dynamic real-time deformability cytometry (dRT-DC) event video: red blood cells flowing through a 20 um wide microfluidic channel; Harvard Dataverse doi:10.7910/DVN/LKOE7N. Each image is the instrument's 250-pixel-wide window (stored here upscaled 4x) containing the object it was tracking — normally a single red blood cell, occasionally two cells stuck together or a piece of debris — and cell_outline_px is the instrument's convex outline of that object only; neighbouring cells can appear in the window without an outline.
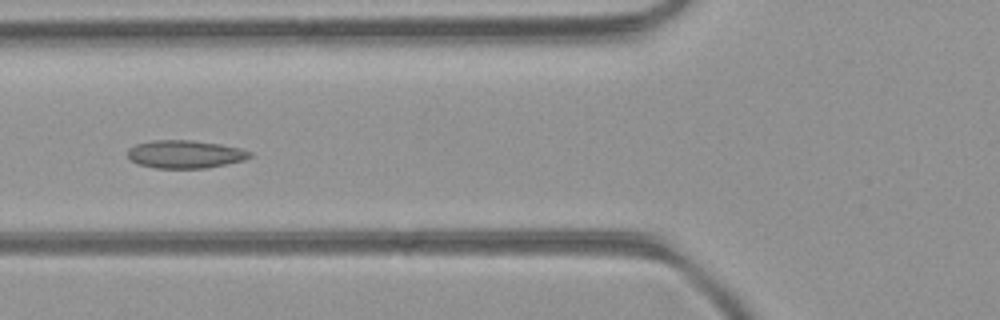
{"species": "common noctule bat (a hibernating species)", "species_latin": "Nyctalus noctula", "temperature_condition": "room temperature", "stored_images_in_passage": 9, "camera_frame_rate_fps": 3000, "um_per_image_px": 0.085, "animal": {"sex": "female", "body_mass_g": 21.9}, "frame": {"image": 1, "passage_image": 6, "time_ms": 1.667, "image_size_px": [1000, 320], "cell_outline_px": [[252, 156], [244, 160], [208, 168], [156, 168], [136, 164], [128, 156], [128, 148], [136, 144], [152, 140], [192, 140], [220, 144], [240, 148], [252, 152]], "centroid_in_image_um": [15.73, 13.11], "position_along_channel_um": 110.1, "area_um2": 20.0}}